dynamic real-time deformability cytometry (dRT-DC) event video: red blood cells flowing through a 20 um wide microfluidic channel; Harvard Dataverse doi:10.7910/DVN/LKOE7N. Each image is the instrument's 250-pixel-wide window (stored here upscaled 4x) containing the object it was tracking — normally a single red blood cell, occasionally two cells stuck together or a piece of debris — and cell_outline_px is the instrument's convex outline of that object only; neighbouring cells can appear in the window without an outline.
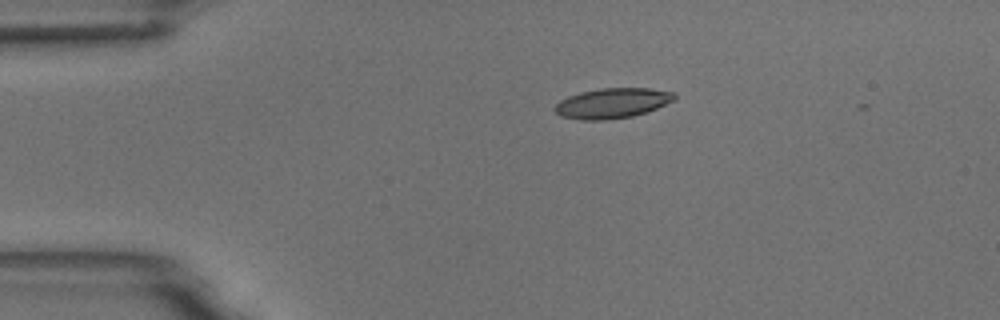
{"species": "common noctule bat (a hibernating species)", "species_latin": "Nyctalus noctula", "temperature_condition": "room temperature", "stored_images_in_passage": 39, "camera_frame_rate_fps": 3000, "um_per_image_px": 0.085, "animal": {"sex": "male", "body_mass_g": 18.8}, "frame": {"image": 1, "passage_image": 1, "time_ms": 0.0, "image_size_px": [1000, 320], "cell_outline_px": [[676, 100], [656, 108], [632, 116], [604, 120], [580, 120], [560, 116], [552, 108], [560, 100], [568, 96], [580, 92], [600, 88], [648, 88], [676, 92]], "centroid_in_image_um": [52.03, 8.76], "position_along_channel_um": 33.0, "area_um2": 21.1}}
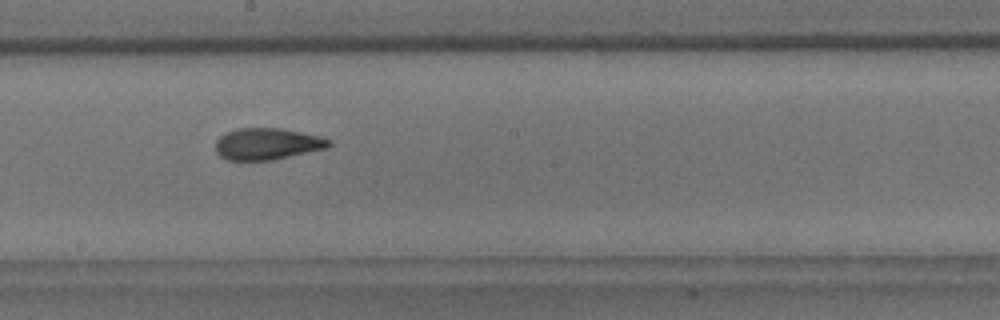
{"frame": {"image": 2, "passage_image": 20, "time_ms": 6.333, "image_size_px": [1000, 320], "cell_outline_px": [[332, 144], [328, 148], [272, 160], [228, 160], [220, 156], [216, 152], [216, 140], [220, 136], [236, 128], [280, 128], [320, 136], [332, 140]], "centroid_in_image_um": [22.73, 12.23], "position_along_channel_um": 225.5, "area_um2": 20.92}}
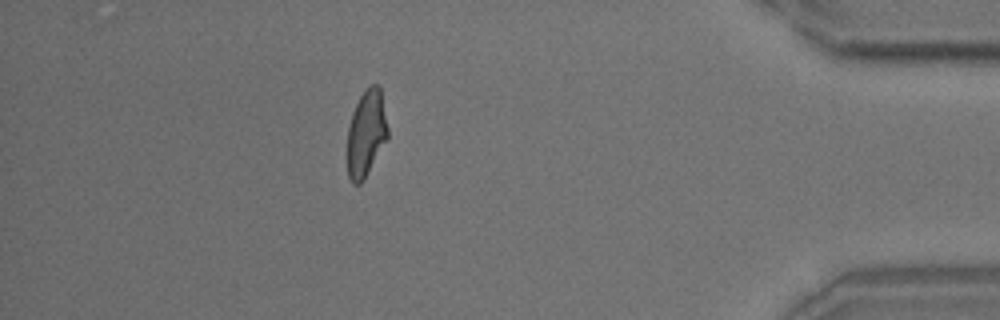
{"frame": {"image": 3, "passage_image": 38, "time_ms": 12.333, "image_size_px": [1000, 320], "cell_outline_px": [[388, 140], [364, 180], [360, 184], [352, 184], [348, 176], [348, 128], [352, 112], [360, 96], [368, 84], [380, 84], [388, 128]], "centroid_in_image_um": [31.15, 11.33], "position_along_channel_um": 404.0, "area_um2": 20.75}}